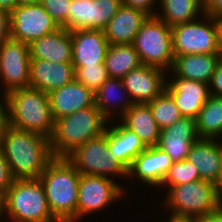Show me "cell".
<instances>
[{"label": "cell", "mask_w": 222, "mask_h": 222, "mask_svg": "<svg viewBox=\"0 0 222 222\" xmlns=\"http://www.w3.org/2000/svg\"><path fill=\"white\" fill-rule=\"evenodd\" d=\"M0 149L14 179H39L54 158L50 138L9 125L1 134Z\"/></svg>", "instance_id": "6da1fadb"}, {"label": "cell", "mask_w": 222, "mask_h": 222, "mask_svg": "<svg viewBox=\"0 0 222 222\" xmlns=\"http://www.w3.org/2000/svg\"><path fill=\"white\" fill-rule=\"evenodd\" d=\"M81 174L66 157H54L39 177L51 214L58 222H75Z\"/></svg>", "instance_id": "7a4b0ae2"}, {"label": "cell", "mask_w": 222, "mask_h": 222, "mask_svg": "<svg viewBox=\"0 0 222 222\" xmlns=\"http://www.w3.org/2000/svg\"><path fill=\"white\" fill-rule=\"evenodd\" d=\"M6 97L9 126L51 138L55 121L47 93L27 87L12 90Z\"/></svg>", "instance_id": "3957f363"}, {"label": "cell", "mask_w": 222, "mask_h": 222, "mask_svg": "<svg viewBox=\"0 0 222 222\" xmlns=\"http://www.w3.org/2000/svg\"><path fill=\"white\" fill-rule=\"evenodd\" d=\"M107 121L95 104L56 119L50 138L53 157H67L85 142L101 136Z\"/></svg>", "instance_id": "277c9868"}, {"label": "cell", "mask_w": 222, "mask_h": 222, "mask_svg": "<svg viewBox=\"0 0 222 222\" xmlns=\"http://www.w3.org/2000/svg\"><path fill=\"white\" fill-rule=\"evenodd\" d=\"M11 220L58 222L51 214L39 179H14L5 194V213Z\"/></svg>", "instance_id": "5b68a950"}, {"label": "cell", "mask_w": 222, "mask_h": 222, "mask_svg": "<svg viewBox=\"0 0 222 222\" xmlns=\"http://www.w3.org/2000/svg\"><path fill=\"white\" fill-rule=\"evenodd\" d=\"M167 197L174 217L198 220L221 206L216 185L206 180L173 186Z\"/></svg>", "instance_id": "8992f818"}, {"label": "cell", "mask_w": 222, "mask_h": 222, "mask_svg": "<svg viewBox=\"0 0 222 222\" xmlns=\"http://www.w3.org/2000/svg\"><path fill=\"white\" fill-rule=\"evenodd\" d=\"M133 45L143 65L172 69V32L166 22L149 16L136 34Z\"/></svg>", "instance_id": "52a82bcc"}, {"label": "cell", "mask_w": 222, "mask_h": 222, "mask_svg": "<svg viewBox=\"0 0 222 222\" xmlns=\"http://www.w3.org/2000/svg\"><path fill=\"white\" fill-rule=\"evenodd\" d=\"M108 129L96 138L77 147L66 158L82 175L108 177L111 174L128 175V168L108 148Z\"/></svg>", "instance_id": "ba28073f"}, {"label": "cell", "mask_w": 222, "mask_h": 222, "mask_svg": "<svg viewBox=\"0 0 222 222\" xmlns=\"http://www.w3.org/2000/svg\"><path fill=\"white\" fill-rule=\"evenodd\" d=\"M203 17L208 22L193 20L171 27L174 56L222 53L216 18L207 14Z\"/></svg>", "instance_id": "9c48e42d"}, {"label": "cell", "mask_w": 222, "mask_h": 222, "mask_svg": "<svg viewBox=\"0 0 222 222\" xmlns=\"http://www.w3.org/2000/svg\"><path fill=\"white\" fill-rule=\"evenodd\" d=\"M59 28L40 2L17 6L10 13V39L28 45Z\"/></svg>", "instance_id": "30bf717a"}, {"label": "cell", "mask_w": 222, "mask_h": 222, "mask_svg": "<svg viewBox=\"0 0 222 222\" xmlns=\"http://www.w3.org/2000/svg\"><path fill=\"white\" fill-rule=\"evenodd\" d=\"M29 45L8 39L0 45V79H3L5 94L29 87L30 76Z\"/></svg>", "instance_id": "8fae6325"}, {"label": "cell", "mask_w": 222, "mask_h": 222, "mask_svg": "<svg viewBox=\"0 0 222 222\" xmlns=\"http://www.w3.org/2000/svg\"><path fill=\"white\" fill-rule=\"evenodd\" d=\"M123 189L108 177L82 175L79 180L76 221L88 213L102 210L120 198Z\"/></svg>", "instance_id": "7c38bea8"}, {"label": "cell", "mask_w": 222, "mask_h": 222, "mask_svg": "<svg viewBox=\"0 0 222 222\" xmlns=\"http://www.w3.org/2000/svg\"><path fill=\"white\" fill-rule=\"evenodd\" d=\"M164 71L160 68L142 65L131 70L123 78L128 96L133 104L149 103L158 97L166 86Z\"/></svg>", "instance_id": "4fadbf2b"}, {"label": "cell", "mask_w": 222, "mask_h": 222, "mask_svg": "<svg viewBox=\"0 0 222 222\" xmlns=\"http://www.w3.org/2000/svg\"><path fill=\"white\" fill-rule=\"evenodd\" d=\"M167 83L165 90L172 96L181 115L196 119L211 96L209 84L181 77Z\"/></svg>", "instance_id": "5bb4252c"}, {"label": "cell", "mask_w": 222, "mask_h": 222, "mask_svg": "<svg viewBox=\"0 0 222 222\" xmlns=\"http://www.w3.org/2000/svg\"><path fill=\"white\" fill-rule=\"evenodd\" d=\"M198 139L196 120L182 116L161 130L157 147L166 152L173 162L183 161L187 158L191 145Z\"/></svg>", "instance_id": "9a60e30c"}, {"label": "cell", "mask_w": 222, "mask_h": 222, "mask_svg": "<svg viewBox=\"0 0 222 222\" xmlns=\"http://www.w3.org/2000/svg\"><path fill=\"white\" fill-rule=\"evenodd\" d=\"M72 37V65H104L109 41L102 30H75Z\"/></svg>", "instance_id": "2e32d148"}, {"label": "cell", "mask_w": 222, "mask_h": 222, "mask_svg": "<svg viewBox=\"0 0 222 222\" xmlns=\"http://www.w3.org/2000/svg\"><path fill=\"white\" fill-rule=\"evenodd\" d=\"M129 100L119 105L122 106V125L134 132L147 147L157 146L161 129L153 117L149 104H133Z\"/></svg>", "instance_id": "e0dca14e"}, {"label": "cell", "mask_w": 222, "mask_h": 222, "mask_svg": "<svg viewBox=\"0 0 222 222\" xmlns=\"http://www.w3.org/2000/svg\"><path fill=\"white\" fill-rule=\"evenodd\" d=\"M75 79L72 63H56L31 59L29 87L39 89L47 94L61 88Z\"/></svg>", "instance_id": "ac0fdd59"}, {"label": "cell", "mask_w": 222, "mask_h": 222, "mask_svg": "<svg viewBox=\"0 0 222 222\" xmlns=\"http://www.w3.org/2000/svg\"><path fill=\"white\" fill-rule=\"evenodd\" d=\"M48 95L54 121L95 104L94 93L76 79Z\"/></svg>", "instance_id": "d6986e66"}, {"label": "cell", "mask_w": 222, "mask_h": 222, "mask_svg": "<svg viewBox=\"0 0 222 222\" xmlns=\"http://www.w3.org/2000/svg\"><path fill=\"white\" fill-rule=\"evenodd\" d=\"M215 140L199 138L191 145L186 159L196 167L202 180L216 185L222 170V145Z\"/></svg>", "instance_id": "ffe728a7"}, {"label": "cell", "mask_w": 222, "mask_h": 222, "mask_svg": "<svg viewBox=\"0 0 222 222\" xmlns=\"http://www.w3.org/2000/svg\"><path fill=\"white\" fill-rule=\"evenodd\" d=\"M173 160L157 146L147 147L133 161L128 169V176L135 175L143 183L161 185Z\"/></svg>", "instance_id": "44dd1931"}, {"label": "cell", "mask_w": 222, "mask_h": 222, "mask_svg": "<svg viewBox=\"0 0 222 222\" xmlns=\"http://www.w3.org/2000/svg\"><path fill=\"white\" fill-rule=\"evenodd\" d=\"M30 59L58 63L72 62V37L68 29L60 27L29 45Z\"/></svg>", "instance_id": "7402d4cb"}, {"label": "cell", "mask_w": 222, "mask_h": 222, "mask_svg": "<svg viewBox=\"0 0 222 222\" xmlns=\"http://www.w3.org/2000/svg\"><path fill=\"white\" fill-rule=\"evenodd\" d=\"M148 17L144 11L122 4L103 30L109 44H133Z\"/></svg>", "instance_id": "603a6c76"}, {"label": "cell", "mask_w": 222, "mask_h": 222, "mask_svg": "<svg viewBox=\"0 0 222 222\" xmlns=\"http://www.w3.org/2000/svg\"><path fill=\"white\" fill-rule=\"evenodd\" d=\"M221 57L222 53L174 56L172 71L175 77L209 84Z\"/></svg>", "instance_id": "cb8c5ba5"}, {"label": "cell", "mask_w": 222, "mask_h": 222, "mask_svg": "<svg viewBox=\"0 0 222 222\" xmlns=\"http://www.w3.org/2000/svg\"><path fill=\"white\" fill-rule=\"evenodd\" d=\"M108 148L129 169L147 146L134 132L119 124L108 130Z\"/></svg>", "instance_id": "d4e9b609"}, {"label": "cell", "mask_w": 222, "mask_h": 222, "mask_svg": "<svg viewBox=\"0 0 222 222\" xmlns=\"http://www.w3.org/2000/svg\"><path fill=\"white\" fill-rule=\"evenodd\" d=\"M104 65L109 77L122 79L128 72L143 64L133 44H110Z\"/></svg>", "instance_id": "484cf974"}, {"label": "cell", "mask_w": 222, "mask_h": 222, "mask_svg": "<svg viewBox=\"0 0 222 222\" xmlns=\"http://www.w3.org/2000/svg\"><path fill=\"white\" fill-rule=\"evenodd\" d=\"M195 120L199 138L217 139L222 134V97L211 95Z\"/></svg>", "instance_id": "4316f807"}, {"label": "cell", "mask_w": 222, "mask_h": 222, "mask_svg": "<svg viewBox=\"0 0 222 222\" xmlns=\"http://www.w3.org/2000/svg\"><path fill=\"white\" fill-rule=\"evenodd\" d=\"M163 16L155 15L170 27L191 22L199 11L204 12L203 0H161Z\"/></svg>", "instance_id": "83f0119b"}, {"label": "cell", "mask_w": 222, "mask_h": 222, "mask_svg": "<svg viewBox=\"0 0 222 222\" xmlns=\"http://www.w3.org/2000/svg\"><path fill=\"white\" fill-rule=\"evenodd\" d=\"M148 104L152 110L153 117L161 130L171 126L182 117L172 96L166 90Z\"/></svg>", "instance_id": "f1b7e54d"}, {"label": "cell", "mask_w": 222, "mask_h": 222, "mask_svg": "<svg viewBox=\"0 0 222 222\" xmlns=\"http://www.w3.org/2000/svg\"><path fill=\"white\" fill-rule=\"evenodd\" d=\"M121 5L122 0H92L91 30L103 31Z\"/></svg>", "instance_id": "f546056e"}, {"label": "cell", "mask_w": 222, "mask_h": 222, "mask_svg": "<svg viewBox=\"0 0 222 222\" xmlns=\"http://www.w3.org/2000/svg\"><path fill=\"white\" fill-rule=\"evenodd\" d=\"M202 180L196 169V167L187 159L183 161L173 162L172 166L169 168L162 185H169L170 189L173 186L180 184H186L194 181Z\"/></svg>", "instance_id": "4dcf8cb0"}, {"label": "cell", "mask_w": 222, "mask_h": 222, "mask_svg": "<svg viewBox=\"0 0 222 222\" xmlns=\"http://www.w3.org/2000/svg\"><path fill=\"white\" fill-rule=\"evenodd\" d=\"M92 0H72L68 12V30H91Z\"/></svg>", "instance_id": "1f68e13d"}, {"label": "cell", "mask_w": 222, "mask_h": 222, "mask_svg": "<svg viewBox=\"0 0 222 222\" xmlns=\"http://www.w3.org/2000/svg\"><path fill=\"white\" fill-rule=\"evenodd\" d=\"M118 89H121L120 91L124 90L126 92V95L128 94L122 79L109 77L94 93L95 106L99 109V111L103 114L106 119H109L108 117H110V109L112 110V108H110V102L113 101L114 98L112 97V94Z\"/></svg>", "instance_id": "d6a6232c"}, {"label": "cell", "mask_w": 222, "mask_h": 222, "mask_svg": "<svg viewBox=\"0 0 222 222\" xmlns=\"http://www.w3.org/2000/svg\"><path fill=\"white\" fill-rule=\"evenodd\" d=\"M75 79L95 93L109 78L105 65L74 66Z\"/></svg>", "instance_id": "836d02e7"}, {"label": "cell", "mask_w": 222, "mask_h": 222, "mask_svg": "<svg viewBox=\"0 0 222 222\" xmlns=\"http://www.w3.org/2000/svg\"><path fill=\"white\" fill-rule=\"evenodd\" d=\"M72 0H40L45 11L59 27L68 29V12Z\"/></svg>", "instance_id": "e575fe53"}, {"label": "cell", "mask_w": 222, "mask_h": 222, "mask_svg": "<svg viewBox=\"0 0 222 222\" xmlns=\"http://www.w3.org/2000/svg\"><path fill=\"white\" fill-rule=\"evenodd\" d=\"M13 181L9 164L0 149V194L5 196Z\"/></svg>", "instance_id": "d590c367"}, {"label": "cell", "mask_w": 222, "mask_h": 222, "mask_svg": "<svg viewBox=\"0 0 222 222\" xmlns=\"http://www.w3.org/2000/svg\"><path fill=\"white\" fill-rule=\"evenodd\" d=\"M209 84V86L213 87L216 91L215 92L213 90L212 92L210 90V94L212 96L222 97V57L217 63L211 82Z\"/></svg>", "instance_id": "8d00e7d4"}, {"label": "cell", "mask_w": 222, "mask_h": 222, "mask_svg": "<svg viewBox=\"0 0 222 222\" xmlns=\"http://www.w3.org/2000/svg\"><path fill=\"white\" fill-rule=\"evenodd\" d=\"M10 39V13L0 9V45Z\"/></svg>", "instance_id": "74e56055"}, {"label": "cell", "mask_w": 222, "mask_h": 222, "mask_svg": "<svg viewBox=\"0 0 222 222\" xmlns=\"http://www.w3.org/2000/svg\"><path fill=\"white\" fill-rule=\"evenodd\" d=\"M154 2L155 0H122V4L142 10L149 16L156 15V13L154 14V12L151 10V8H153L151 5H153Z\"/></svg>", "instance_id": "f35d334b"}, {"label": "cell", "mask_w": 222, "mask_h": 222, "mask_svg": "<svg viewBox=\"0 0 222 222\" xmlns=\"http://www.w3.org/2000/svg\"><path fill=\"white\" fill-rule=\"evenodd\" d=\"M204 12L208 16L218 18L222 16V0H203Z\"/></svg>", "instance_id": "ab89813d"}, {"label": "cell", "mask_w": 222, "mask_h": 222, "mask_svg": "<svg viewBox=\"0 0 222 222\" xmlns=\"http://www.w3.org/2000/svg\"><path fill=\"white\" fill-rule=\"evenodd\" d=\"M197 222H222V206L217 210L200 217Z\"/></svg>", "instance_id": "60d3db41"}, {"label": "cell", "mask_w": 222, "mask_h": 222, "mask_svg": "<svg viewBox=\"0 0 222 222\" xmlns=\"http://www.w3.org/2000/svg\"><path fill=\"white\" fill-rule=\"evenodd\" d=\"M4 106H2L0 102V137L1 134L4 132L6 126L8 125V114L7 111H5V108L7 110V97L6 94H4Z\"/></svg>", "instance_id": "b9f144b4"}, {"label": "cell", "mask_w": 222, "mask_h": 222, "mask_svg": "<svg viewBox=\"0 0 222 222\" xmlns=\"http://www.w3.org/2000/svg\"><path fill=\"white\" fill-rule=\"evenodd\" d=\"M17 7L16 0H0V9L11 13Z\"/></svg>", "instance_id": "7bdbcfd3"}, {"label": "cell", "mask_w": 222, "mask_h": 222, "mask_svg": "<svg viewBox=\"0 0 222 222\" xmlns=\"http://www.w3.org/2000/svg\"><path fill=\"white\" fill-rule=\"evenodd\" d=\"M216 23L218 26L219 46L222 51V16L216 18Z\"/></svg>", "instance_id": "ee69618b"}, {"label": "cell", "mask_w": 222, "mask_h": 222, "mask_svg": "<svg viewBox=\"0 0 222 222\" xmlns=\"http://www.w3.org/2000/svg\"><path fill=\"white\" fill-rule=\"evenodd\" d=\"M216 187H217L219 202L222 206V170H221V175L219 177L218 183L216 184Z\"/></svg>", "instance_id": "f6af8a7d"}, {"label": "cell", "mask_w": 222, "mask_h": 222, "mask_svg": "<svg viewBox=\"0 0 222 222\" xmlns=\"http://www.w3.org/2000/svg\"><path fill=\"white\" fill-rule=\"evenodd\" d=\"M169 222H197V219L170 216Z\"/></svg>", "instance_id": "bcb514c9"}, {"label": "cell", "mask_w": 222, "mask_h": 222, "mask_svg": "<svg viewBox=\"0 0 222 222\" xmlns=\"http://www.w3.org/2000/svg\"><path fill=\"white\" fill-rule=\"evenodd\" d=\"M16 1H17V6L30 5L40 2V0H16Z\"/></svg>", "instance_id": "7dc6e473"}, {"label": "cell", "mask_w": 222, "mask_h": 222, "mask_svg": "<svg viewBox=\"0 0 222 222\" xmlns=\"http://www.w3.org/2000/svg\"><path fill=\"white\" fill-rule=\"evenodd\" d=\"M5 211V196L0 194V217Z\"/></svg>", "instance_id": "c3c4849f"}, {"label": "cell", "mask_w": 222, "mask_h": 222, "mask_svg": "<svg viewBox=\"0 0 222 222\" xmlns=\"http://www.w3.org/2000/svg\"><path fill=\"white\" fill-rule=\"evenodd\" d=\"M11 222H27V221L11 220Z\"/></svg>", "instance_id": "681fc988"}]
</instances>
